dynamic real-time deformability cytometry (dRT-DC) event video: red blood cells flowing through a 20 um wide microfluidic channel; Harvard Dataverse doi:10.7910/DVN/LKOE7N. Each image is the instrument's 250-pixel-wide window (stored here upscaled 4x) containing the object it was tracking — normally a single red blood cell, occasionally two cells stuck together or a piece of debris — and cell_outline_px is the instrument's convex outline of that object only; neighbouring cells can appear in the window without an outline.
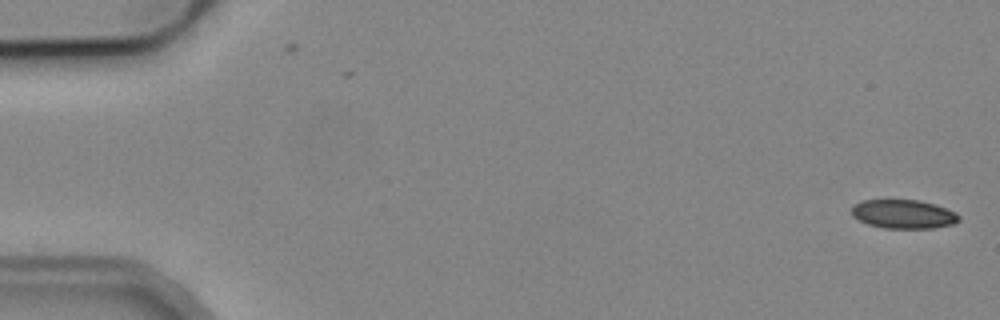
{"species": "common noctule bat (a hibernating species)", "species_latin": "Nyctalus noctula", "temperature_condition": "cold", "stored_images_in_passage": 53, "camera_frame_rate_fps": 3000, "um_per_image_px": 0.085, "animal": {"sex": "male", "body_mass_g": 19.2, "forearm_length_mm": 51.8}, "frame": {"image": 1, "passage_image": 1, "time_ms": 0.0, "image_size_px": [1000, 320], "cell_outline_px": [[960, 220], [956, 224], [932, 228], [884, 228], [868, 224], [852, 216], [852, 204], [860, 200], [920, 200], [936, 204], [956, 212], [960, 216]], "centroid_in_image_um": [76.82, 18.19], "position_along_channel_um": 8.2, "area_um2": 18.26}}
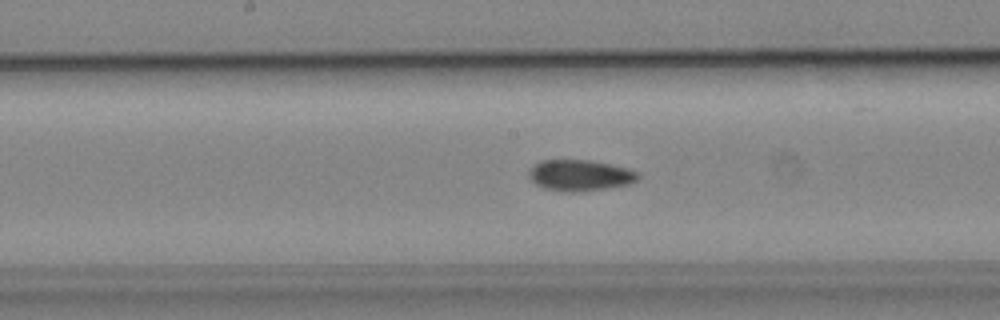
{"frame": {"image": 2, "passage_image": 27, "time_ms": 8.667, "image_size_px": [1000, 320], "cell_outline_px": [[640, 176], [636, 180], [628, 184], [604, 188], [544, 188], [536, 184], [528, 176], [528, 172], [532, 164], [540, 160], [592, 160], [612, 164], [628, 168], [640, 172]], "centroid_in_image_um": [49.31, 14.82], "position_along_channel_um": 198.9, "area_um2": 18.9}}
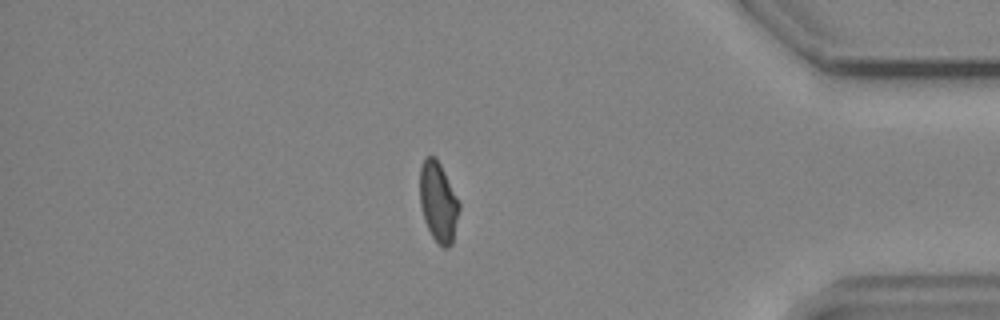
{"frame": {"image": 3, "passage_image": 45, "time_ms": 14.667, "image_size_px": [1000, 320], "cell_outline_px": [[460, 208], [452, 244], [448, 248], [444, 248], [432, 236], [424, 220], [420, 204], [420, 168], [424, 156], [436, 156], [460, 204]], "centroid_in_image_um": [37.24, 17.15], "position_along_channel_um": 398.0, "area_um2": 18.21}, "authors_computed_cell_mechanics": {"area_um2": 19.074, "velocity_mm_per_s": 3.8954, "shape_relaxation_time_tau1_ms": null, "shape_relaxation_time_tau2_ms": 6.8158, "deformation_change_tau1": null, "deformation_change_tau2": 0.0869}}